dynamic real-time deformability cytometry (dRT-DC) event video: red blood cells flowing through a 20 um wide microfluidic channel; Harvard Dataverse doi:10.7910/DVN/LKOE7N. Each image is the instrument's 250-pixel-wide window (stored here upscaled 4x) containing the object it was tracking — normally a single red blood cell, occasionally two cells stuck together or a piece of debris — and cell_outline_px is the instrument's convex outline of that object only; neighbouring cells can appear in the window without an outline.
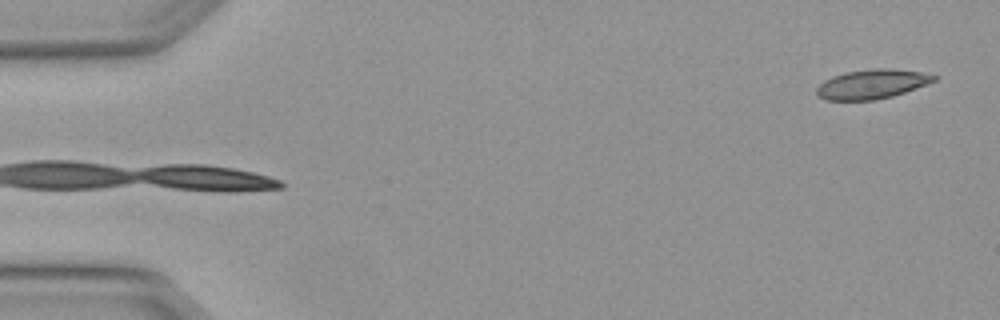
{"species": "Egyptian fruit bat (a non-hibernating species)", "species_latin": "Rousettus aegyptiacus", "temperature_condition": "warm", "stored_images_in_passage": 3, "camera_frame_rate_fps": 3000, "um_per_image_px": 0.085, "animal": {"sex": "female"}, "frame": {"image": 1, "passage_image": 3, "time_ms": 0.667, "image_size_px": [1000, 320], "cell_outline_px": [[940, 76], [936, 80], [904, 92], [892, 96], [876, 100], [824, 100], [816, 96], [816, 88], [824, 80], [832, 76], [844, 72], [872, 68], [888, 68], [920, 72]], "centroid_in_image_um": [74.07, 7.15], "position_along_channel_um": 10.9, "area_um2": 20.17}}